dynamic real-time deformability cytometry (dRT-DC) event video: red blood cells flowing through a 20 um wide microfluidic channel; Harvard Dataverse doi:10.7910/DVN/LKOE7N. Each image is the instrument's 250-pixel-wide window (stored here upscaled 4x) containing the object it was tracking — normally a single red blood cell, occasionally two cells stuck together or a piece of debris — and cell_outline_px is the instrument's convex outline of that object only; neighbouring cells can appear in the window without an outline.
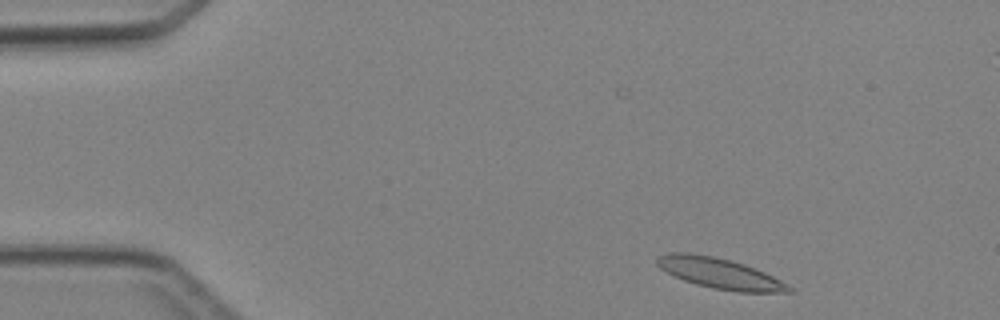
{"species": "Egyptian fruit bat (a non-hibernating species)", "species_latin": "Rousettus aegyptiacus", "temperature_condition": "cold", "stored_images_in_passage": 4, "segment_of_instrument_passage": [1, 2], "camera_frame_rate_fps": 3000, "um_per_image_px": 0.085, "animal": {"sex": "female"}, "frame": {"image": 1, "passage_image": 1, "time_ms": 0.0, "image_size_px": [1000, 320], "cell_outline_px": [[792, 292], [736, 292], [712, 288], [696, 284], [684, 280], [660, 268], [656, 264], [656, 260], [660, 256], [668, 252], [692, 252], [732, 260], [744, 264], [764, 272], [788, 284], [792, 288]], "centroid_in_image_um": [61.17, 23.23], "position_along_channel_um": 23.8, "area_um2": 23.41}}